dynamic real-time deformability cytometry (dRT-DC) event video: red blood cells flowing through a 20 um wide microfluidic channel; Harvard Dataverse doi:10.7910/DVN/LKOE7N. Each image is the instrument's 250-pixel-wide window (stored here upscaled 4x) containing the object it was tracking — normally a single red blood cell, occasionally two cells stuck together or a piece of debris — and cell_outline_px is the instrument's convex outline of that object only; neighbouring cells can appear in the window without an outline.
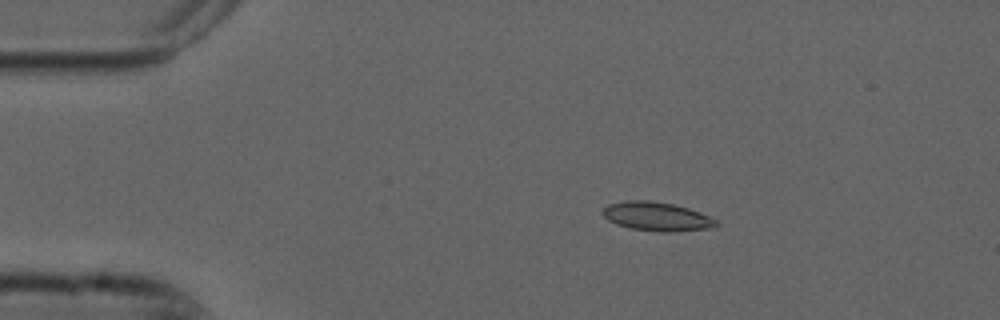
{"species": "common noctule bat (a hibernating species)", "species_latin": "Nyctalus noctula", "temperature_condition": "cold", "stored_images_in_passage": 46, "camera_frame_rate_fps": 3000, "um_per_image_px": 0.085, "animal": {"sex": "male", "forearm_length_mm": 52.5}, "frame": {"image": 1, "passage_image": 1, "time_ms": 0.0, "image_size_px": [1000, 320], "cell_outline_px": [[720, 224], [712, 228], [672, 232], [660, 232], [632, 228], [616, 224], [608, 220], [600, 212], [608, 204], [624, 200], [648, 200], [672, 204], [688, 208], [700, 212], [716, 220]], "centroid_in_image_um": [55.81, 18.4], "position_along_channel_um": 29.2, "area_um2": 19.13}}
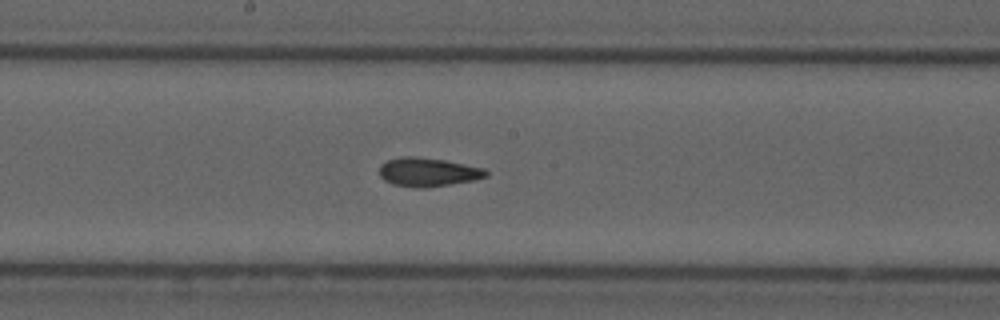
{"frame": {"image": 2, "passage_image": 20, "time_ms": 6.333, "image_size_px": [1000, 320], "cell_outline_px": [[488, 176], [476, 180], [428, 188], [416, 188], [392, 184], [384, 180], [380, 176], [380, 164], [388, 160], [404, 156], [412, 156], [444, 160], [484, 168], [488, 172]], "centroid_in_image_um": [36.39, 14.64], "position_along_channel_um": 211.8, "area_um2": 17.98}}
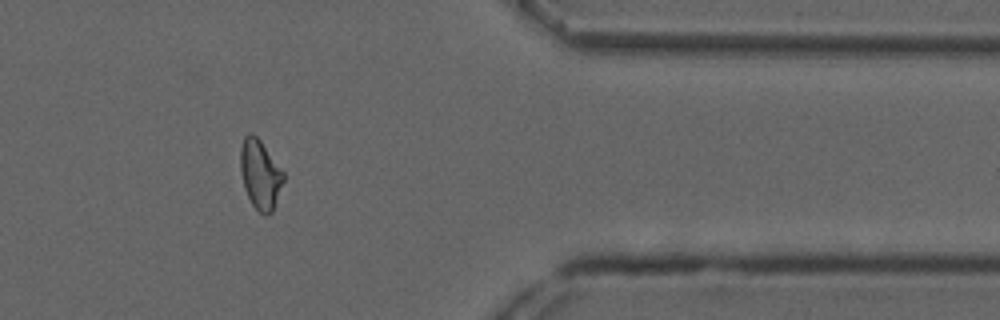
{"frame": {"image": 3, "passage_image": 36, "time_ms": 11.667, "image_size_px": [1000, 320], "cell_outline_px": [[284, 180], [272, 212], [264, 216], [252, 204], [244, 188], [240, 168], [240, 148], [244, 136], [248, 132], [252, 132], [260, 140], [284, 172]], "centroid_in_image_um": [22.1, 14.8], "position_along_channel_um": 389.3, "area_um2": 17.34}, "authors_computed_cell_mechanics": {"area_um2": 17.7446, "velocity_mm_per_s": 3.7342, "shape_relaxation_time_tau1_ms": null, "shape_relaxation_time_tau2_ms": 3.8849, "deformation_change_tau1": null, "deformation_change_tau2": 0.101}}